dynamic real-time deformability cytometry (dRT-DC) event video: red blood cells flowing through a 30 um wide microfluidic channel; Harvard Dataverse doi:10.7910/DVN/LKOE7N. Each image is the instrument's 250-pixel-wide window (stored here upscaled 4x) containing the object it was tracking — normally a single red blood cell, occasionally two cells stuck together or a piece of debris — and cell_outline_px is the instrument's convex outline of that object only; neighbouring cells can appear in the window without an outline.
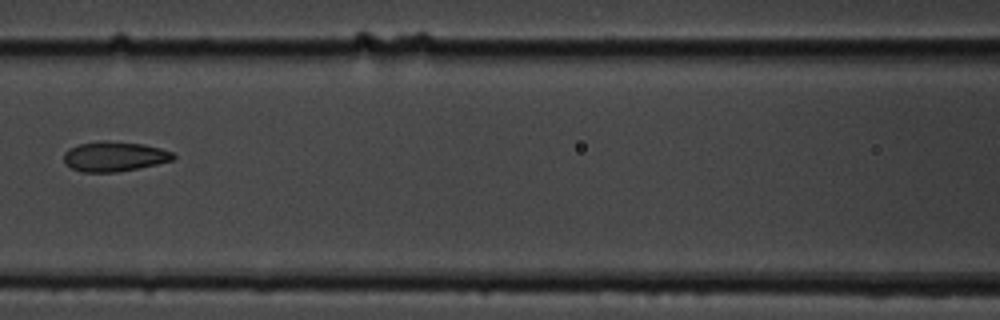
{"species": "common noctule bat (a hibernating species)", "species_latin": "Nyctalus noctula", "temperature_condition": "cold", "stored_images_in_passage": 5, "segment_of_instrument_passage": [1, 2], "camera_frame_rate_fps": 3000, "um_per_image_px": 0.085, "animal": {"sex": "male", "body_mass_g": 19.5, "forearm_length_mm": 54.6}, "frame": {"image": 1, "passage_image": 4, "time_ms": 3.333, "image_size_px": [1000, 320], "cell_outline_px": [[176, 156], [172, 160], [156, 164], [116, 172], [84, 172], [72, 168], [64, 164], [64, 152], [68, 148], [80, 144], [104, 140], [144, 144], [160, 148], [172, 152]], "centroid_in_image_um": [9.69, 13.29], "position_along_channel_um": 156.9, "area_um2": 18.96}}